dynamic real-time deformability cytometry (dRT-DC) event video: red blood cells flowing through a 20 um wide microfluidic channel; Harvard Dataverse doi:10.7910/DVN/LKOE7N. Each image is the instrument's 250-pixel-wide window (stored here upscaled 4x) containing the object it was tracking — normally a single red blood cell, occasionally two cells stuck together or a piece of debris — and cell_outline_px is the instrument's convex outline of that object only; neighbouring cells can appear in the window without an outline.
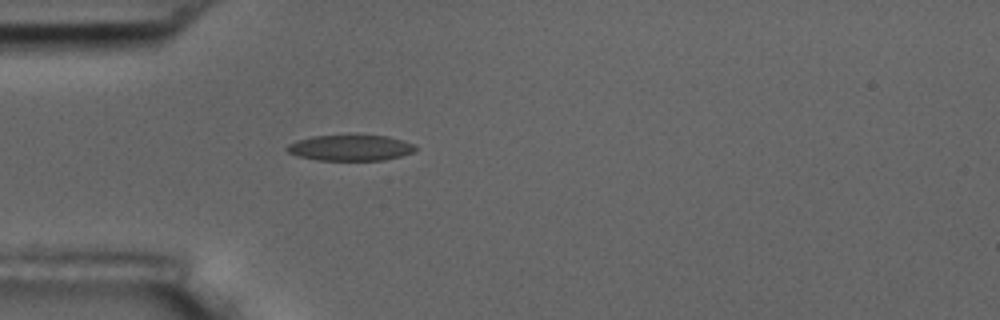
{"species": "common noctule bat (a hibernating species)", "species_latin": "Nyctalus noctula", "temperature_condition": "room temperature", "stored_images_in_passage": 1, "camera_frame_rate_fps": 3000, "um_per_image_px": 0.085, "animal": {"sex": "male", "body_mass_g": 17.5, "forearm_length_mm": 52.3}, "frame": {"image": 1, "passage_image": 1, "time_ms": 0.0, "image_size_px": [1000, 320], "cell_outline_px": [[416, 148], [412, 152], [400, 156], [384, 160], [316, 160], [296, 156], [288, 152], [284, 148], [288, 144], [296, 140], [312, 136], [348, 132], [388, 136], [404, 140], [412, 144]], "centroid_in_image_um": [29.72, 12.51], "position_along_channel_um": 55.3, "area_um2": 20.29}}